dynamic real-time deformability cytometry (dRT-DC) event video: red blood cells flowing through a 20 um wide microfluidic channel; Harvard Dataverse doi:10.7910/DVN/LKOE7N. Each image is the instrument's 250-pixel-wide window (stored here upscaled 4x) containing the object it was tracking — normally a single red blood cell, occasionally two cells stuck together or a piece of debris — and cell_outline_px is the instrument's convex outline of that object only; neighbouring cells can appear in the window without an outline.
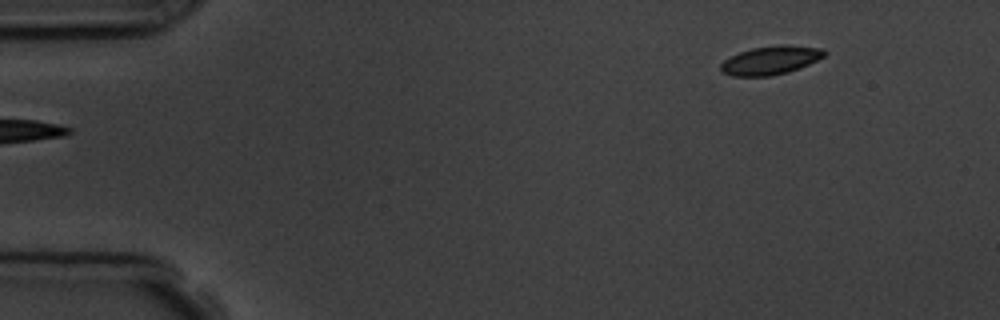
{"species": "common noctule bat (a hibernating species)", "species_latin": "Nyctalus noctula", "temperature_condition": "room temperature", "stored_images_in_passage": 3, "camera_frame_rate_fps": 3000, "um_per_image_px": 0.085, "animal": {"sex": "male", "body_mass_g": 19.5, "forearm_length_mm": 54.6}, "frame": {"image": 1, "passage_image": 1, "time_ms": 0.0, "image_size_px": [1000, 320], "cell_outline_px": [[828, 52], [824, 56], [800, 68], [788, 72], [768, 76], [732, 76], [720, 72], [720, 64], [724, 60], [740, 52], [752, 48], [780, 44], [788, 44], [824, 48]], "centroid_in_image_um": [65.52, 5.11], "position_along_channel_um": 19.5, "area_um2": 17.4}}
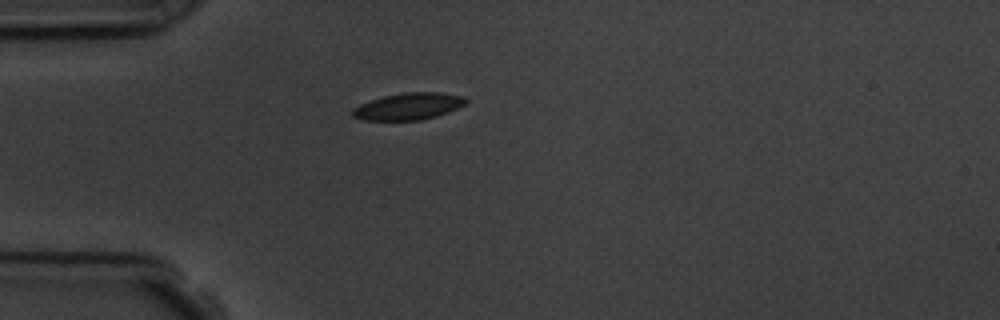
{"frame": {"image": 2, "passage_image": 3, "time_ms": 3.0, "image_size_px": [1000, 320], "cell_outline_px": [[468, 100], [464, 104], [448, 112], [436, 116], [420, 120], [364, 120], [352, 116], [352, 108], [360, 104], [384, 96], [404, 92], [440, 92], [464, 96]], "centroid_in_image_um": [34.72, 9.03], "position_along_channel_um": 50.3, "area_um2": 17.63}}